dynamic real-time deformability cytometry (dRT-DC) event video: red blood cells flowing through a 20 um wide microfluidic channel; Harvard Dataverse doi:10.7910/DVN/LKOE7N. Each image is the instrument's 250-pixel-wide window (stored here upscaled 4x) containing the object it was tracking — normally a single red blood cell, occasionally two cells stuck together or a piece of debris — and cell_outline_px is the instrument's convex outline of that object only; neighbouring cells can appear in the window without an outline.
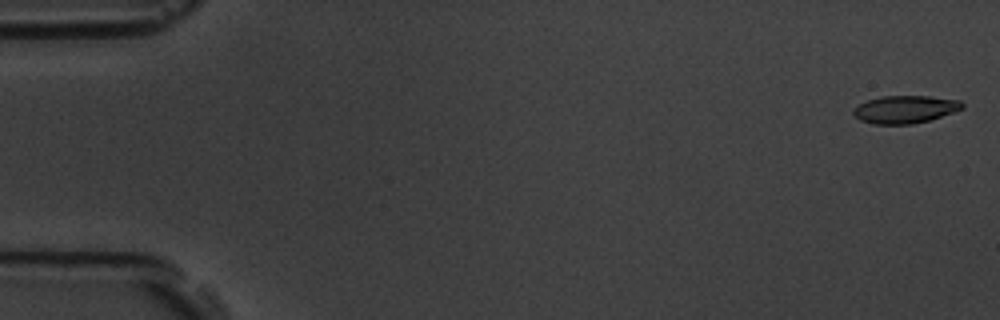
{"species": "common noctule bat (a hibernating species)", "species_latin": "Nyctalus noctula", "temperature_condition": "room temperature", "stored_images_in_passage": 5, "camera_frame_rate_fps": 3000, "um_per_image_px": 0.085, "animal": {"sex": "male", "body_mass_g": 19.5, "forearm_length_mm": 54.6}, "frame": {"image": 1, "passage_image": 1, "time_ms": 0.0, "image_size_px": [1000, 320], "cell_outline_px": [[964, 108], [928, 120], [912, 124], [872, 124], [860, 120], [852, 112], [852, 108], [868, 100], [880, 96], [928, 96], [960, 100], [964, 104]], "centroid_in_image_um": [76.91, 9.29], "position_along_channel_um": 8.1, "area_um2": 17.46}}
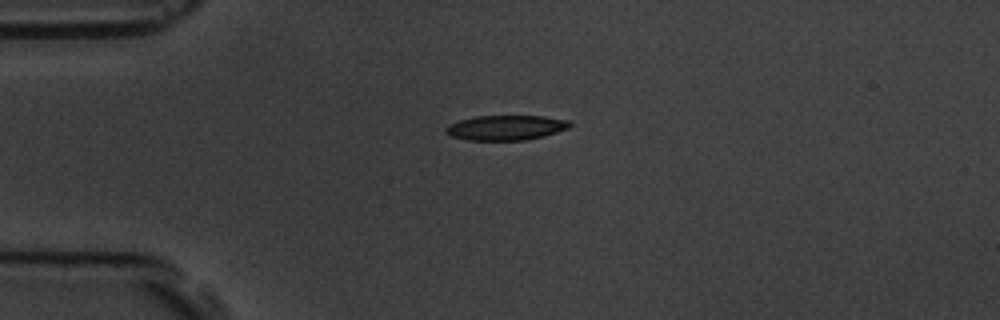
{"frame": {"image": 2, "passage_image": 5, "time_ms": 4.333, "image_size_px": [1000, 320], "cell_outline_px": [[572, 124], [568, 128], [544, 136], [528, 140], [468, 140], [452, 136], [444, 132], [444, 128], [448, 124], [460, 120], [476, 116], [544, 116], [568, 120]], "centroid_in_image_um": [42.98, 10.85], "position_along_channel_um": 42.0, "area_um2": 18.03}}